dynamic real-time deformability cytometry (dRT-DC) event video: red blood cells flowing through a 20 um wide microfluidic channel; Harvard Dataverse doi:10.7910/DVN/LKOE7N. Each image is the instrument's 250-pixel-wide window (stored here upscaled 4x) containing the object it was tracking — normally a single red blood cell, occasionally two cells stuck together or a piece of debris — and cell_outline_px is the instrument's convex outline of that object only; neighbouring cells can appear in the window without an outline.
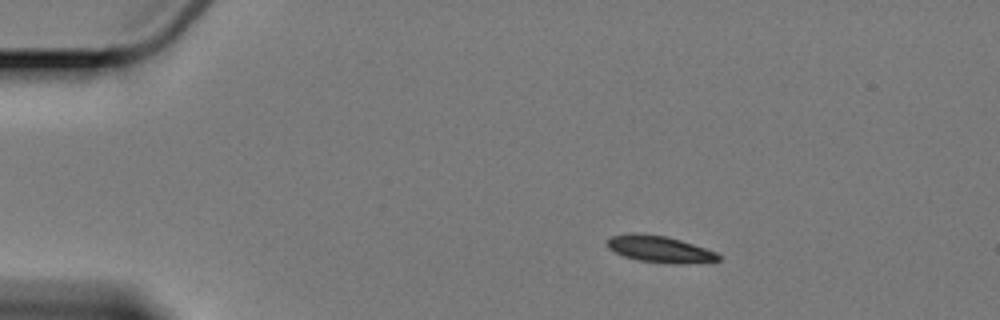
{"species": "Egyptian fruit bat (a non-hibernating species)", "species_latin": "Rousettus aegyptiacus", "temperature_condition": "cold", "stored_images_in_passage": 5, "camera_frame_rate_fps": 3000, "um_per_image_px": 0.085, "animal": {"sex": "female"}, "frame": {"image": 1, "passage_image": 3, "time_ms": 2.333, "image_size_px": [1000, 320], "cell_outline_px": [[720, 260], [680, 264], [636, 260], [624, 256], [608, 248], [608, 240], [612, 236], [632, 232], [640, 232], [664, 236], [680, 240], [716, 252], [720, 256]], "centroid_in_image_um": [56.05, 21.16], "position_along_channel_um": 29.0, "area_um2": 16.99}}